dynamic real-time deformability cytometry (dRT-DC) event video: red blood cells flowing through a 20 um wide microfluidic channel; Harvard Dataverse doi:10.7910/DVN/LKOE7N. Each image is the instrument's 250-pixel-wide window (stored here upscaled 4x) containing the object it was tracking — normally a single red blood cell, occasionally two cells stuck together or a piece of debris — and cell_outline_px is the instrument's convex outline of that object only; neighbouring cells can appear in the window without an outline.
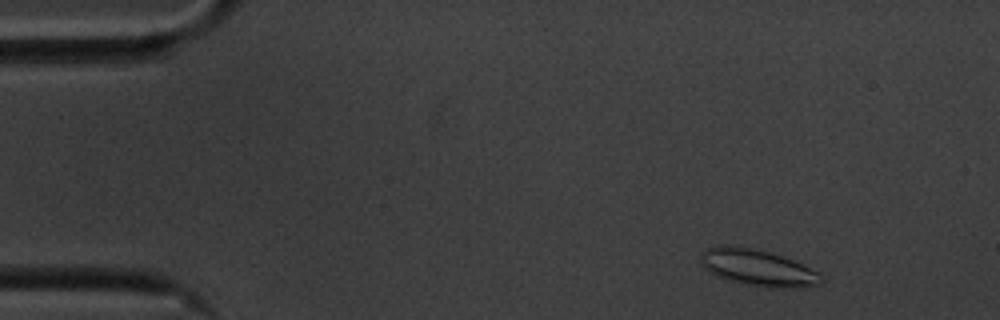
{"species": "common noctule bat (a hibernating species)", "species_latin": "Nyctalus noctula", "temperature_condition": "cold", "stored_images_in_passage": 57, "segment_of_instrument_passage": [1, 2], "camera_frame_rate_fps": 3000, "um_per_image_px": 0.085, "animal": {"sex": "male", "body_mass_g": 20.1, "forearm_length_mm": 53.5}, "frame": {"image": 1, "passage_image": 5, "time_ms": 1.333, "image_size_px": [1000, 320], "cell_outline_px": [[824, 280], [820, 284], [804, 288], [796, 288], [744, 284], [728, 280], [704, 268], [700, 260], [700, 252], [708, 248], [720, 244], [728, 244], [752, 248], [784, 256], [820, 272], [824, 276]], "centroid_in_image_um": [64.44, 22.73], "position_along_channel_um": 20.6, "area_um2": 25.66}}
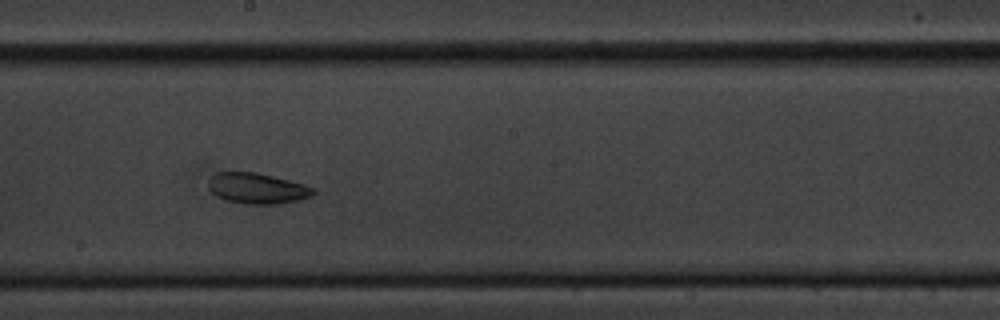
{"frame": {"image": 2, "passage_image": 30, "time_ms": 9.667, "image_size_px": [1000, 320], "cell_outline_px": [[316, 192], [312, 196], [280, 204], [244, 204], [224, 200], [216, 196], [208, 188], [208, 180], [216, 172], [256, 172], [304, 184], [316, 188]], "centroid_in_image_um": [21.85, 16.02], "position_along_channel_um": 226.4, "area_um2": 18.9}}
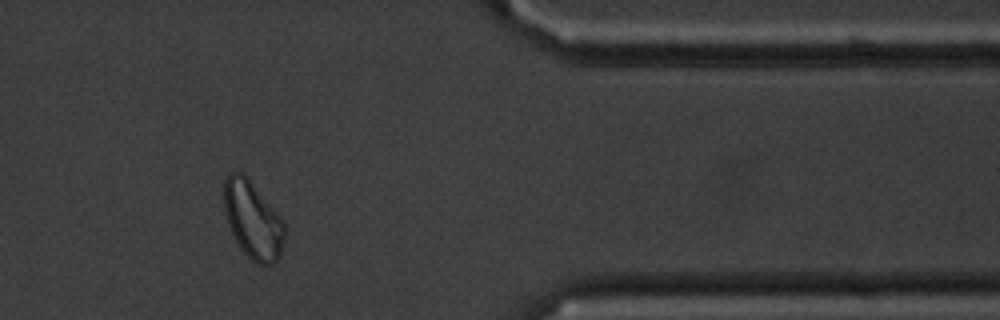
{"frame": {"image": 3, "passage_image": 46, "time_ms": 15.0, "image_size_px": [1000, 320], "cell_outline_px": [[284, 240], [280, 256], [272, 264], [256, 264], [240, 248], [232, 232], [224, 208], [224, 176], [228, 172], [240, 172], [248, 176], [280, 216], [284, 224]], "centroid_in_image_um": [21.48, 18.66], "position_along_channel_um": 389.9, "area_um2": 27.22}}